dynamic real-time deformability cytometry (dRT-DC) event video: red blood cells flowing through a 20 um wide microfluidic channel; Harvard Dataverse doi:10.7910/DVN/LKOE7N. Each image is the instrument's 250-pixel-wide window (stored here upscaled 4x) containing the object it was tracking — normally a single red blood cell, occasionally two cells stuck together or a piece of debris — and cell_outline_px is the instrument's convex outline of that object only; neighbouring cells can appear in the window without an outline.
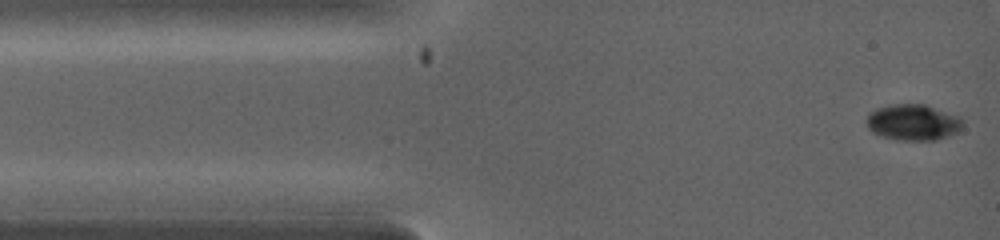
{"species": "common noctule bat (a hibernating species)", "species_latin": "Nyctalus noctula", "temperature_condition": "warm", "stored_images_in_passage": 40, "camera_frame_rate_fps": 5000, "um_per_image_px": 0.085, "animal": {"sex": "female", "body_mass_g": 19.0, "forearm_length_mm": 53.3}, "frame": {"image": 1, "passage_image": 1, "time_ms": 0.0, "image_size_px": [1000, 240], "cell_outline_px": [[964, 124], [956, 132], [948, 136], [936, 140], [896, 140], [872, 132], [868, 128], [864, 120], [868, 112], [876, 108], [888, 104], [924, 104], [960, 116], [964, 120]], "centroid_in_image_um": [77.58, 10.38], "position_along_channel_um": 7.4, "area_um2": 20.52}}
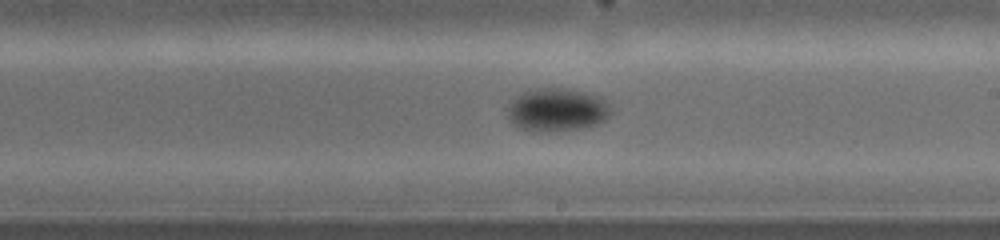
{"frame": {"image": 2, "passage_image": 24, "time_ms": 5.2, "image_size_px": [1000, 240], "cell_outline_px": [[612, 112], [604, 120], [596, 124], [584, 128], [556, 132], [532, 132], [516, 128], [512, 124], [508, 116], [508, 104], [516, 96], [524, 92], [536, 88], [568, 88], [588, 92], [604, 100], [608, 104]], "centroid_in_image_um": [47.31, 9.36], "position_along_channel_um": 241.7, "area_um2": 26.47}}
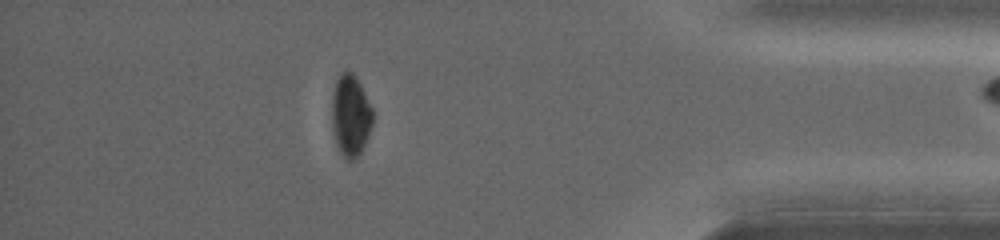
{"frame": {"image": 3, "passage_image": 39, "time_ms": 8.6, "image_size_px": [1000, 240], "cell_outline_px": [[372, 124], [364, 144], [360, 152], [352, 160], [344, 160], [336, 148], [332, 128], [332, 96], [336, 80], [340, 72], [352, 72], [356, 76], [372, 108]], "centroid_in_image_um": [29.76, 9.84], "position_along_channel_um": 405.4, "area_um2": 19.42}}